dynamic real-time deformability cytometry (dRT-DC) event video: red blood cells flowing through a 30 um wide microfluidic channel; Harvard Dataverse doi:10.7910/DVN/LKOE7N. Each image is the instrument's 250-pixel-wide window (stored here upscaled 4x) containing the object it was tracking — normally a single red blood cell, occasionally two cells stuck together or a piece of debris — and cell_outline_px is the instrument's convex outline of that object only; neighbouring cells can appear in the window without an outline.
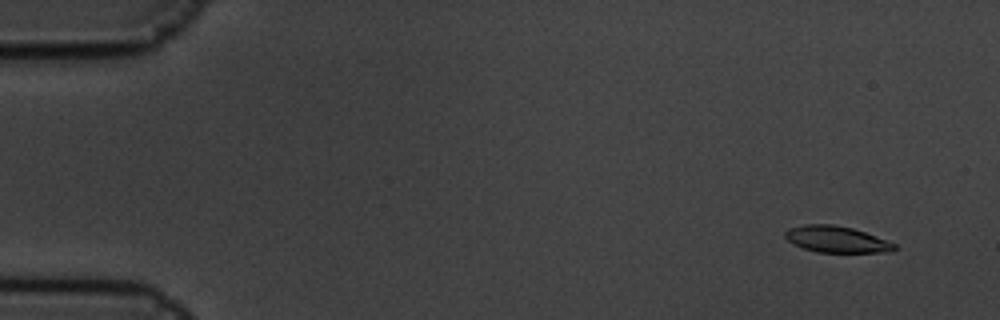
{"species": "common noctule bat (a hibernating species)", "species_latin": "Nyctalus noctula", "temperature_condition": "cold", "stored_images_in_passage": 15, "camera_frame_rate_fps": 3000, "um_per_image_px": 0.085, "animal": {"sex": "male", "body_mass_g": 19.5, "forearm_length_mm": 54.6}, "frame": {"image": 1, "passage_image": 1, "time_ms": 0.0, "image_size_px": [1000, 320], "cell_outline_px": [[896, 248], [892, 252], [816, 252], [792, 244], [784, 236], [784, 232], [788, 228], [804, 224], [832, 224], [852, 228], [876, 236], [896, 244]], "centroid_in_image_um": [71.07, 20.34], "position_along_channel_um": 13.9, "area_um2": 16.82}}
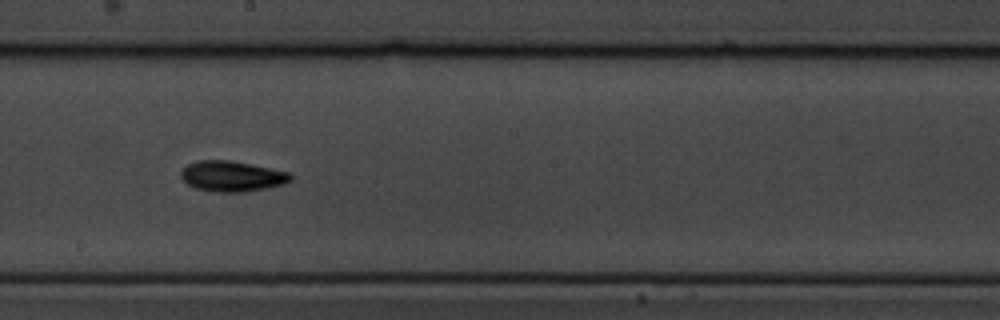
{"frame": {"image": 2, "passage_image": 9, "time_ms": 2.667, "image_size_px": [1000, 320], "cell_outline_px": [[292, 180], [284, 184], [268, 188], [244, 192], [216, 192], [196, 188], [188, 184], [180, 176], [180, 172], [188, 164], [200, 160], [228, 160], [288, 172], [292, 176]], "centroid_in_image_um": [19.71, 14.99], "position_along_channel_um": 228.5, "area_um2": 19.31}}
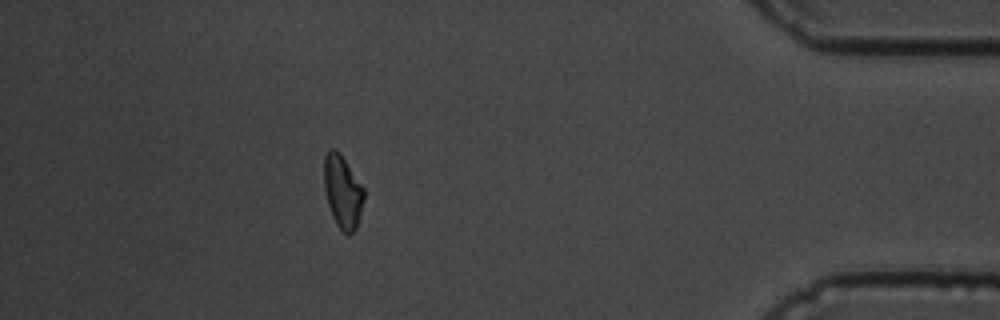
{"frame": {"image": 3, "passage_image": 14, "time_ms": 4.333, "image_size_px": [1000, 320], "cell_outline_px": [[364, 200], [356, 228], [348, 236], [336, 224], [332, 216], [328, 204], [324, 188], [324, 156], [328, 148], [332, 148], [340, 152], [364, 188]], "centroid_in_image_um": [29.11, 16.26], "position_along_channel_um": 406.1, "area_um2": 16.99}}